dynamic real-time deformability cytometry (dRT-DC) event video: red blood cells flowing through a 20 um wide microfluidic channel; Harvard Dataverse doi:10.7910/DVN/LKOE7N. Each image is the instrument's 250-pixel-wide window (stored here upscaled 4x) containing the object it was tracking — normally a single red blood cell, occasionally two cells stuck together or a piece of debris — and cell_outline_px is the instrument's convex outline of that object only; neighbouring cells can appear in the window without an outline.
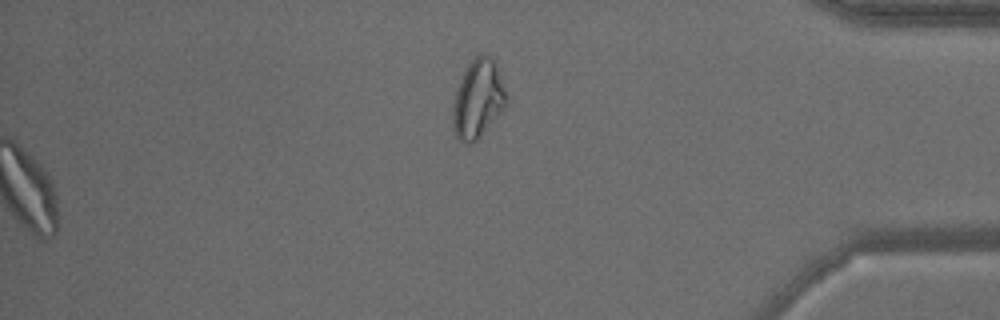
{"species": "common noctule bat (a hibernating species)", "species_latin": "Nyctalus noctula", "temperature_condition": "warm", "stored_images_in_passage": 46, "segment_of_instrument_passage": [2, 2], "camera_frame_rate_fps": 3000, "um_per_image_px": 0.085, "animal": {"sex": "male", "body_mass_g": 15.6}, "frame": {"image": 1, "passage_image": 46, "time_ms": 15.0, "image_size_px": [1000, 320], "cell_outline_px": [[508, 104], [480, 136], [472, 144], [468, 144], [456, 140], [452, 128], [452, 108], [456, 92], [460, 80], [468, 64], [480, 52], [484, 52], [496, 64], [508, 96]], "centroid_in_image_um": [40.62, 8.44], "position_along_channel_um": 394.6, "area_um2": 24.68}}